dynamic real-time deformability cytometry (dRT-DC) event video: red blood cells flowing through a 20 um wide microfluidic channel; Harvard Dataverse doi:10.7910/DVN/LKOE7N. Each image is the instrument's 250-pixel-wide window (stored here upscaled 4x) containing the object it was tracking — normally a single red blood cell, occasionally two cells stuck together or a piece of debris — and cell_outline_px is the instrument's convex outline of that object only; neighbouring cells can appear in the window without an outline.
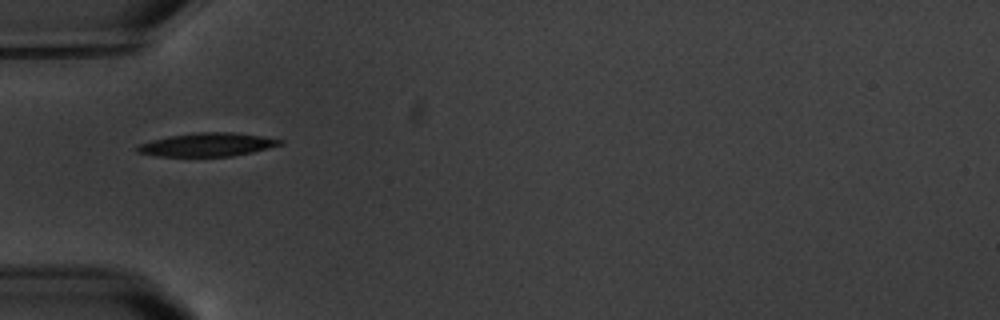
{"species": "common noctule bat (a hibernating species)", "species_latin": "Nyctalus noctula", "temperature_condition": "warm", "stored_images_in_passage": 11, "camera_frame_rate_fps": 3000, "um_per_image_px": 0.085, "animal": {"sex": "male", "body_mass_g": 20.1, "forearm_length_mm": 53.5}, "frame": {"image": 1, "passage_image": 1, "time_ms": 0.0, "image_size_px": [1000, 320], "cell_outline_px": [[284, 144], [252, 152], [232, 156], [156, 156], [136, 152], [136, 144], [168, 136], [196, 132], [232, 132], [260, 136], [284, 140]], "centroid_in_image_um": [17.59, 12.29], "position_along_channel_um": 67.4, "area_um2": 19.54}}
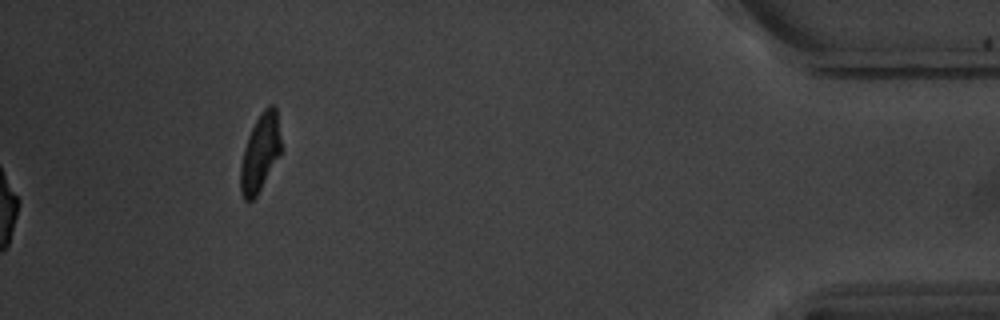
{"frame": {"image": 2, "passage_image": 11, "time_ms": 11.667, "image_size_px": [1000, 320], "cell_outline_px": [[280, 156], [256, 196], [252, 200], [244, 200], [240, 192], [240, 164], [244, 148], [248, 136], [260, 112], [268, 104], [272, 104], [276, 108], [280, 140]], "centroid_in_image_um": [22.09, 12.99], "position_along_channel_um": 413.1, "area_um2": 18.21}, "authors_computed_cell_mechanics": {"area_um2": 19.652, "velocity_mm_per_s": 3.4517, "shape_relaxation_time_tau1_ms": 2.2157, "shape_relaxation_time_tau2_ms": 2.0671, "deformation_change_tau1": 0.1257, "deformation_change_tau2": 0.069}}